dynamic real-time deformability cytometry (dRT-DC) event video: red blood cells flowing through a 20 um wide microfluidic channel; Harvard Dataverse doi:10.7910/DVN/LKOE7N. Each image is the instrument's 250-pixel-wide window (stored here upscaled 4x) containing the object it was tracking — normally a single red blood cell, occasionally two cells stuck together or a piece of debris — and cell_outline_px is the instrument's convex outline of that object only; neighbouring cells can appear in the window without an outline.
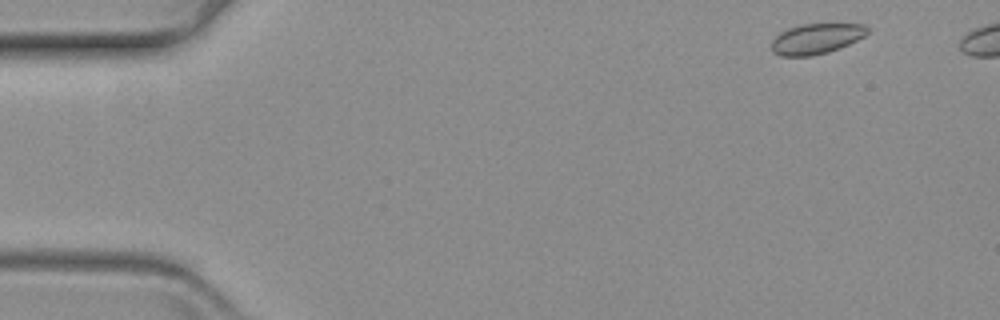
{"species": "common noctule bat (a hibernating species)", "species_latin": "Nyctalus noctula", "temperature_condition": "warm", "stored_images_in_passage": 51, "camera_frame_rate_fps": 3000, "um_per_image_px": 0.085, "animal": {"sex": "female", "body_mass_g": 19.3, "forearm_length_mm": 54.1}, "frame": {"image": 1, "passage_image": 2, "time_ms": 0.333, "image_size_px": [1000, 320], "cell_outline_px": [[868, 32], [864, 36], [840, 48], [828, 52], [812, 56], [780, 56], [772, 52], [772, 40], [780, 32], [788, 28], [800, 24], [864, 24], [868, 28]], "centroid_in_image_um": [69.36, 3.29], "position_along_channel_um": 15.6, "area_um2": 16.99}}
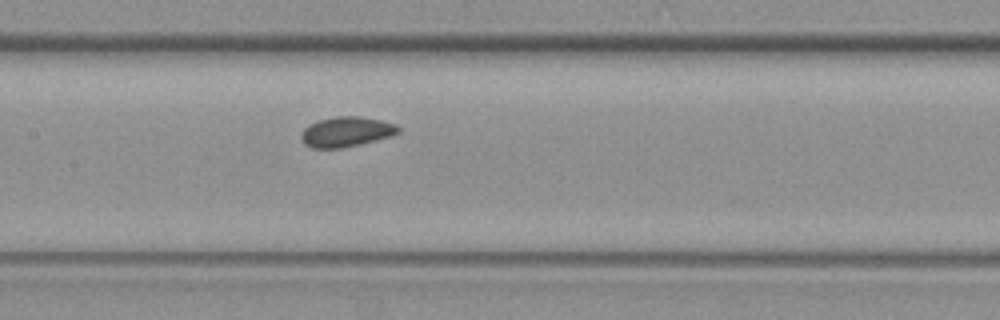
{"frame": {"image": 2, "passage_image": 26, "time_ms": 8.333, "image_size_px": [1000, 320], "cell_outline_px": [[400, 132], [392, 136], [344, 148], [312, 148], [304, 144], [300, 136], [304, 128], [308, 124], [320, 120], [336, 116], [360, 116], [380, 120], [396, 124], [400, 128]], "centroid_in_image_um": [29.44, 11.2], "position_along_channel_um": 178.0, "area_um2": 17.11}}
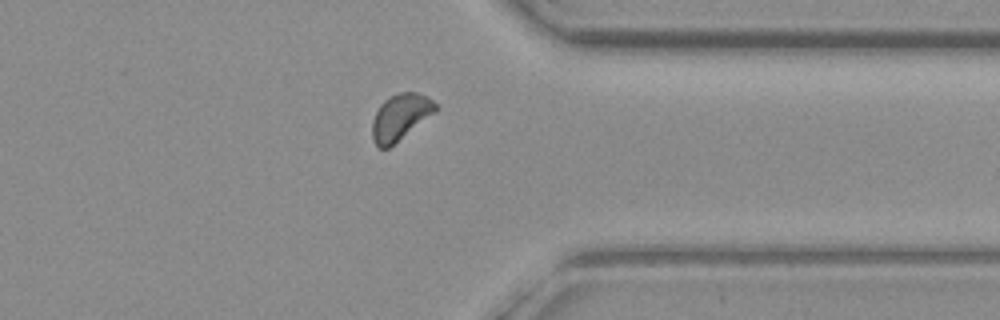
{"frame": {"image": 3, "passage_image": 44, "time_ms": 14.333, "image_size_px": [1000, 320], "cell_outline_px": [[440, 108], [388, 148], [380, 148], [372, 140], [372, 120], [380, 104], [384, 100], [400, 92], [416, 92], [428, 96]], "centroid_in_image_um": [34.02, 9.93], "position_along_channel_um": 377.4, "area_um2": 16.82}}